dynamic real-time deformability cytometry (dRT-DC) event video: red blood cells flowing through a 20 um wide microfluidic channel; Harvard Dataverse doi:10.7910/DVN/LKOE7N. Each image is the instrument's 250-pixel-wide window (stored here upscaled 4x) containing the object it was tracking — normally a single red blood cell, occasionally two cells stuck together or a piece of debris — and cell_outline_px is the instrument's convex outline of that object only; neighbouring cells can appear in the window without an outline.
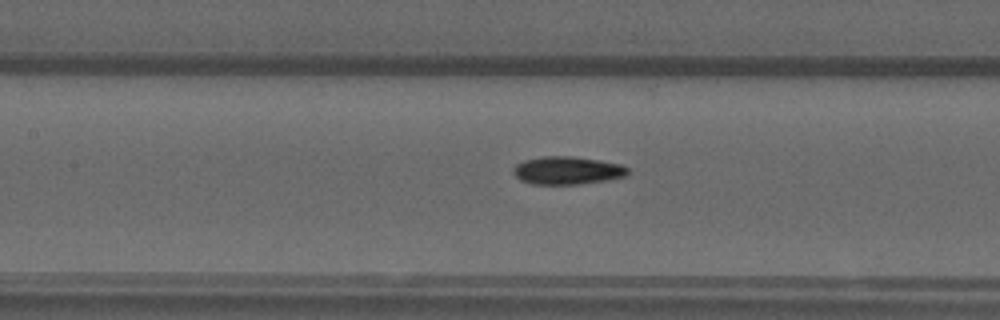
{"species": "common noctule bat (a hibernating species)", "species_latin": "Nyctalus noctula", "temperature_condition": "warm", "stored_images_in_passage": 49, "camera_frame_rate_fps": 3000, "um_per_image_px": 0.085, "animal": {"sex": "male", "forearm_length_mm": 52.5}, "frame": {"image": 1, "passage_image": 19, "time_ms": 6.0, "image_size_px": [1000, 320], "cell_outline_px": [[632, 172], [624, 176], [608, 180], [580, 184], [532, 184], [520, 180], [512, 172], [512, 168], [516, 164], [524, 160], [544, 156], [572, 156], [600, 160], [620, 164], [628, 168]], "centroid_in_image_um": [48.22, 14.49], "position_along_channel_um": 159.2, "area_um2": 18.79}}
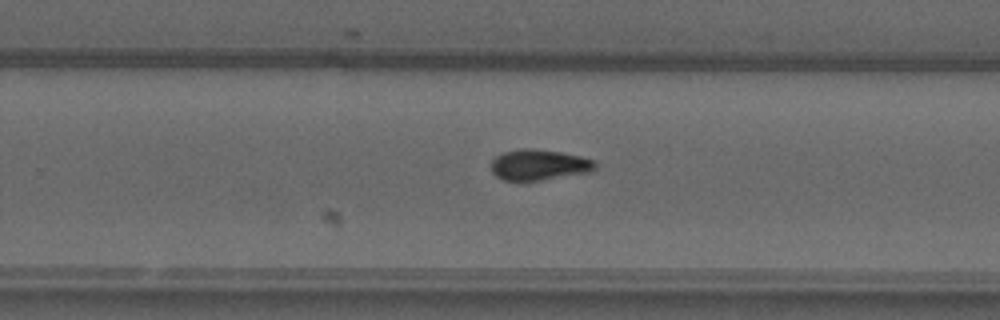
{"frame": {"image": 2, "passage_image": 29, "time_ms": 9.333, "image_size_px": [1000, 320], "cell_outline_px": [[596, 168], [592, 172], [540, 180], [504, 180], [496, 176], [492, 172], [492, 160], [496, 156], [504, 152], [520, 148], [532, 148], [560, 152], [580, 156], [596, 160]], "centroid_in_image_um": [45.85, 14.0], "position_along_channel_um": 284.0, "area_um2": 18.67}}
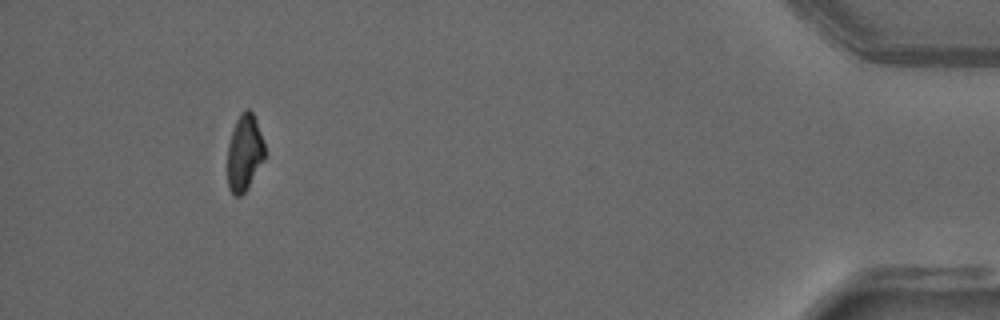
{"frame": {"image": 3, "passage_image": 45, "time_ms": 14.667, "image_size_px": [1000, 320], "cell_outline_px": [[264, 160], [244, 192], [240, 196], [236, 196], [228, 188], [228, 144], [236, 120], [240, 112], [244, 108], [248, 108], [252, 112], [256, 120], [264, 140]], "centroid_in_image_um": [20.78, 12.94], "position_along_channel_um": 414.4, "area_um2": 16.47}, "authors_computed_cell_mechanics": {"area_um2": 17.9758, "velocity_mm_per_s": 3.7775, "shape_relaxation_time_tau1_ms": 10.5962, "shape_relaxation_time_tau2_ms": 2.7162, "deformation_change_tau1": 0.2603, "deformation_change_tau2": 0.0639}}